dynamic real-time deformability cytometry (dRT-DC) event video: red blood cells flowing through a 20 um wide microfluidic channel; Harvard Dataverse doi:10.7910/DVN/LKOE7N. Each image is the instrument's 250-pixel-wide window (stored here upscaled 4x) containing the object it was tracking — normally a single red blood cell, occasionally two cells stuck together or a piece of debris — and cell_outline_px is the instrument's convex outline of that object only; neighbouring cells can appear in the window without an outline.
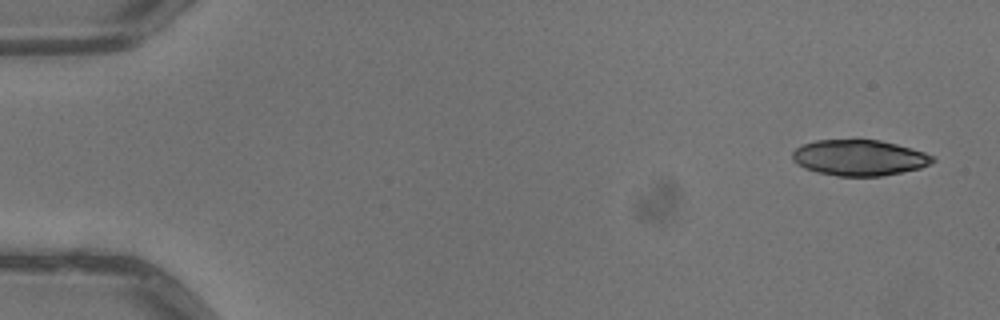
{"species": "common noctule bat (a hibernating species)", "species_latin": "Nyctalus noctula", "temperature_condition": "warm", "stored_images_in_passage": 5, "camera_frame_rate_fps": 3000, "um_per_image_px": 0.085, "animal": {"sex": "male", "body_mass_g": 13.3}, "frame": {"image": 1, "passage_image": 1, "time_ms": 0.0, "image_size_px": [1000, 320], "cell_outline_px": [[936, 160], [932, 164], [920, 168], [880, 176], [836, 176], [816, 172], [804, 168], [796, 164], [792, 160], [792, 152], [796, 148], [804, 144], [816, 140], [880, 140], [912, 148], [936, 156]], "centroid_in_image_um": [73.05, 13.41], "position_along_channel_um": 12.0, "area_um2": 29.42}}